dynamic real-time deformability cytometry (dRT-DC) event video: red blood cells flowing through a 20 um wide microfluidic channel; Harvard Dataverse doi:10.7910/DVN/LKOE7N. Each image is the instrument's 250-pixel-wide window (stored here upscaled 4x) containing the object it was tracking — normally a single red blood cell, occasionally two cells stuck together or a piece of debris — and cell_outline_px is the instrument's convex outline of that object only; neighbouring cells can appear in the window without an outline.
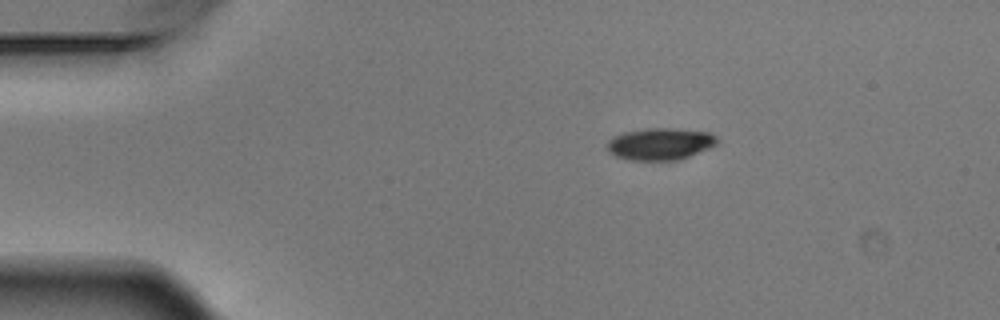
{"species": "Egyptian fruit bat (a non-hibernating species)", "species_latin": "Rousettus aegyptiacus", "temperature_condition": "warm", "stored_images_in_passage": 2, "camera_frame_rate_fps": 3000, "um_per_image_px": 0.085, "animal": {"sex": "male"}, "frame": {"image": 1, "passage_image": 1, "time_ms": 0.0, "image_size_px": [1000, 320], "cell_outline_px": [[720, 140], [716, 144], [708, 148], [688, 156], [676, 160], [632, 160], [616, 156], [608, 152], [608, 140], [612, 136], [624, 132], [648, 128], [672, 128], [708, 132], [716, 136]], "centroid_in_image_um": [56.1, 12.22], "position_along_channel_um": 28.9, "area_um2": 20.35}}